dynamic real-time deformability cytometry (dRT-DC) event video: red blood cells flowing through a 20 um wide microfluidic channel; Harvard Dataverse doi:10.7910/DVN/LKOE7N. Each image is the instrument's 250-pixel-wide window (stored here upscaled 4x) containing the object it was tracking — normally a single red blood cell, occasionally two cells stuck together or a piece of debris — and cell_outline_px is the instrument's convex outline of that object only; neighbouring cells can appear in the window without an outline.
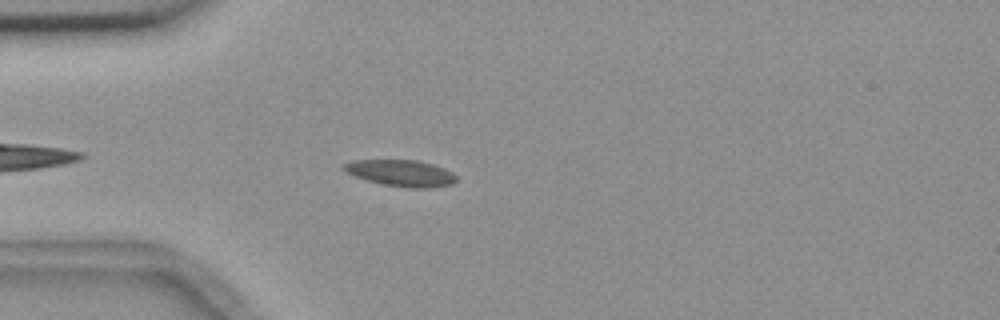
{"species": "common noctule bat (a hibernating species)", "species_latin": "Nyctalus noctula", "temperature_condition": "room temperature", "stored_images_in_passage": 5, "camera_frame_rate_fps": 3000, "um_per_image_px": 0.085, "animal": {"sex": "female", "body_mass_g": 18.4}, "frame": {"image": 1, "passage_image": 3, "time_ms": 2.333, "image_size_px": [1000, 320], "cell_outline_px": [[456, 180], [452, 184], [428, 188], [408, 188], [384, 184], [368, 180], [356, 176], [340, 168], [340, 164], [352, 160], [416, 160], [432, 164], [444, 168], [452, 172], [456, 176]], "centroid_in_image_um": [34.06, 14.7], "position_along_channel_um": 50.9, "area_um2": 17.28}}